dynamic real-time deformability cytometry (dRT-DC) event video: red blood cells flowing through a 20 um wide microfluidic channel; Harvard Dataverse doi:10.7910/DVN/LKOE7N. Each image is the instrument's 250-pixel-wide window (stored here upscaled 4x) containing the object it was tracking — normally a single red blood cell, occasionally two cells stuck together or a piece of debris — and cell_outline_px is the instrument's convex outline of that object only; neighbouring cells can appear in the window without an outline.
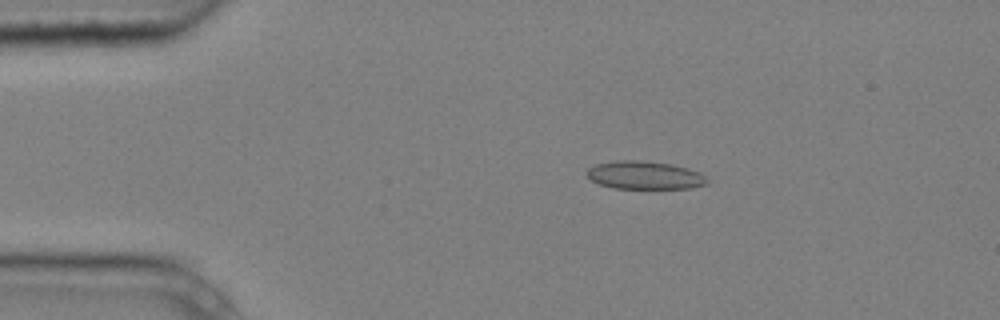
{"species": "common noctule bat (a hibernating species)", "species_latin": "Nyctalus noctula", "temperature_condition": "cold", "stored_images_in_passage": 4, "camera_frame_rate_fps": 3000, "um_per_image_px": 0.085, "animal": {"sex": "male", "body_mass_g": 20.4}, "frame": {"image": 1, "passage_image": 3, "time_ms": 0.667, "image_size_px": [1000, 320], "cell_outline_px": [[708, 184], [692, 188], [612, 188], [600, 184], [592, 180], [588, 176], [588, 168], [596, 164], [620, 160], [636, 160], [672, 164], [688, 168], [700, 172], [708, 180]], "centroid_in_image_um": [54.83, 14.89], "position_along_channel_um": 30.2, "area_um2": 19.54}}